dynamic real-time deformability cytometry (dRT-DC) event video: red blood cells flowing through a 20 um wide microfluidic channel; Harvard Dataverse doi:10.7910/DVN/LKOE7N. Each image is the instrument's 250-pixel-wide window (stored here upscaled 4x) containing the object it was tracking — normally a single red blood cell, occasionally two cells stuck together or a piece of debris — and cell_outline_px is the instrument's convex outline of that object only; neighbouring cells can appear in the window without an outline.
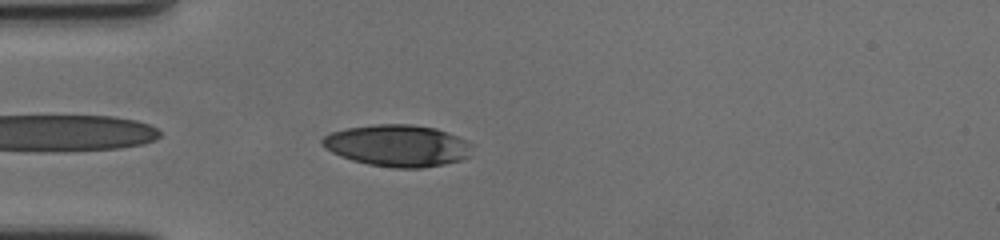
{"species": "human", "species_latin": "Homo sapiens", "temperature_condition": "cold", "stored_images_in_passage": 38, "camera_frame_rate_fps": 3000, "um_per_image_px": 0.085, "donor": {"sex": "female"}, "frame": {"image": 1, "passage_image": 2, "time_ms": 0.333, "image_size_px": [1000, 240], "cell_outline_px": [[472, 156], [464, 160], [424, 168], [392, 168], [368, 164], [352, 160], [340, 156], [324, 148], [320, 144], [320, 140], [324, 136], [332, 132], [348, 128], [376, 124], [412, 124], [436, 128], [448, 132], [472, 144]], "centroid_in_image_um": [33.82, 12.39], "position_along_channel_um": 51.2, "area_um2": 36.82}}
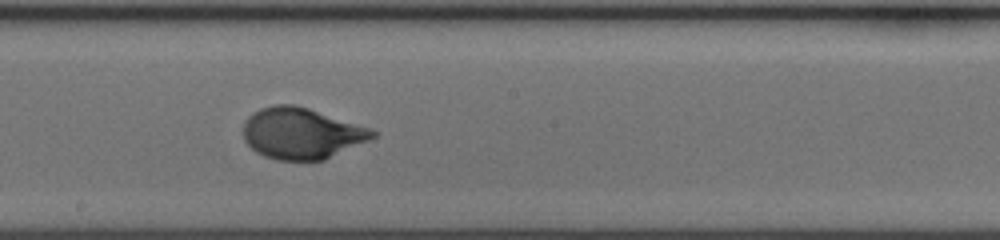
{"frame": {"image": 2, "passage_image": 18, "time_ms": 5.667, "image_size_px": [1000, 240], "cell_outline_px": [[380, 132], [376, 136], [368, 140], [324, 160], [276, 160], [264, 156], [256, 152], [244, 140], [244, 120], [252, 112], [260, 108], [272, 104], [296, 104]], "centroid_in_image_um": [25.58, 11.33], "position_along_channel_um": 222.6, "area_um2": 38.38}}
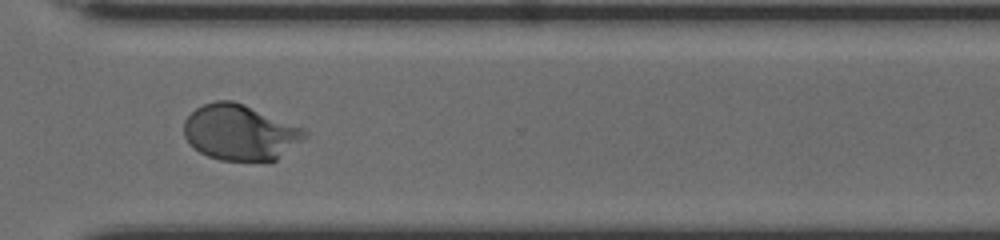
{"frame": {"image": 3, "passage_image": 29, "time_ms": 9.333, "image_size_px": [1000, 240], "cell_outline_px": [[308, 136], [272, 164], [268, 164], [220, 160], [208, 156], [200, 152], [184, 136], [184, 120], [196, 108], [204, 104], [216, 100], [232, 100], [244, 104], [304, 128], [308, 132]], "centroid_in_image_um": [20.46, 11.3], "position_along_channel_um": 350.1, "area_um2": 39.88}, "authors_computed_cell_mechanics": {"area_um2": 38.0324, "velocity_mm_per_s": 3.4664, "shape_relaxation_time_tau1_ms": 3.5538, "shape_relaxation_time_tau2_ms": null, "deformation_change_tau1": 0.2068, "deformation_change_tau2": null}}